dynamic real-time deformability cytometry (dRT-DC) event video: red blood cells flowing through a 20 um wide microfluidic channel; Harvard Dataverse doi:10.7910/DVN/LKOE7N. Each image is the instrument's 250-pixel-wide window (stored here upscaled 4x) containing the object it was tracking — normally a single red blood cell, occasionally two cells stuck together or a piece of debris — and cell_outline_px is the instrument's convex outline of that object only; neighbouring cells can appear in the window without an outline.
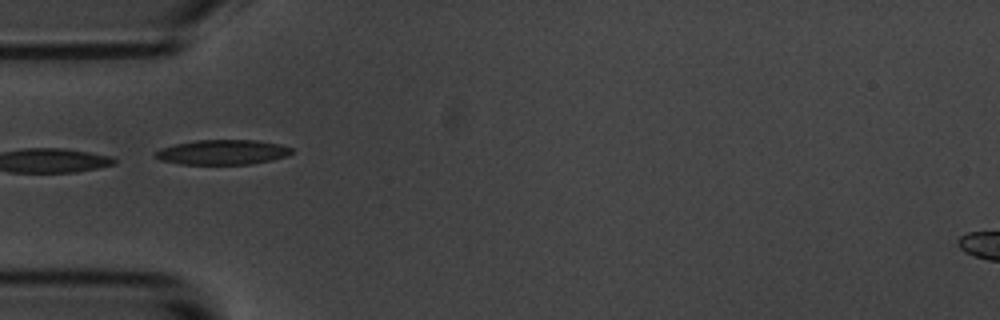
{"species": "common noctule bat (a hibernating species)", "species_latin": "Nyctalus noctula", "temperature_condition": "room temperature", "stored_images_in_passage": 8, "camera_frame_rate_fps": 3000, "um_per_image_px": 0.085, "animal": {"sex": "male", "body_mass_g": 20.1, "forearm_length_mm": 53.5}, "frame": {"image": 1, "passage_image": 2, "time_ms": 1.0, "image_size_px": [1000, 320], "cell_outline_px": [[296, 152], [288, 156], [272, 160], [252, 164], [180, 164], [160, 160], [152, 156], [152, 152], [160, 148], [176, 144], [196, 140], [256, 140], [280, 144], [292, 148]], "centroid_in_image_um": [18.92, 12.94], "position_along_channel_um": 66.1, "area_um2": 20.06}}
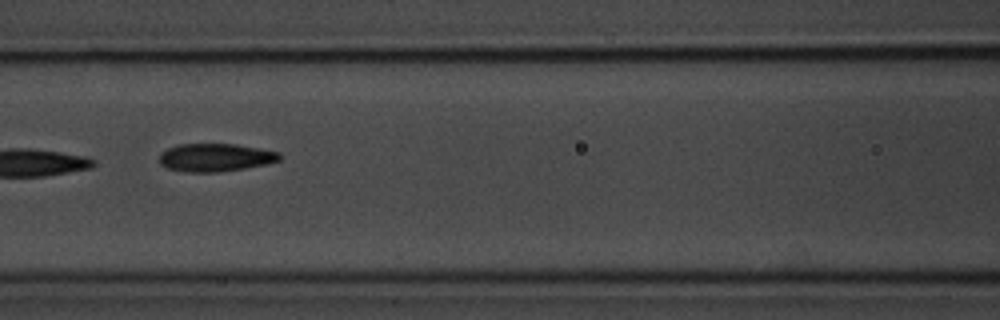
{"frame": {"image": 2, "passage_image": 4, "time_ms": 3.333, "image_size_px": [1000, 320], "cell_outline_px": [[280, 160], [268, 164], [244, 168], [216, 172], [188, 172], [168, 168], [160, 164], [160, 152], [168, 148], [180, 144], [236, 144], [280, 152]], "centroid_in_image_um": [18.31, 13.38], "position_along_channel_um": 148.3, "area_um2": 19.54}}
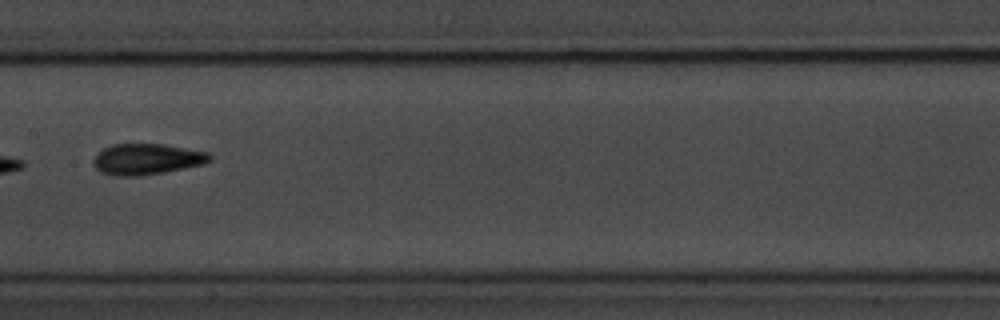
{"frame": {"image": 3, "passage_image": 5, "time_ms": 4.667, "image_size_px": [1000, 320], "cell_outline_px": [[212, 160], [204, 164], [164, 172], [140, 176], [112, 176], [100, 172], [92, 164], [92, 160], [104, 148], [112, 144], [164, 144], [208, 152], [212, 156]], "centroid_in_image_um": [12.48, 13.53], "position_along_channel_um": 194.9, "area_um2": 21.1}}